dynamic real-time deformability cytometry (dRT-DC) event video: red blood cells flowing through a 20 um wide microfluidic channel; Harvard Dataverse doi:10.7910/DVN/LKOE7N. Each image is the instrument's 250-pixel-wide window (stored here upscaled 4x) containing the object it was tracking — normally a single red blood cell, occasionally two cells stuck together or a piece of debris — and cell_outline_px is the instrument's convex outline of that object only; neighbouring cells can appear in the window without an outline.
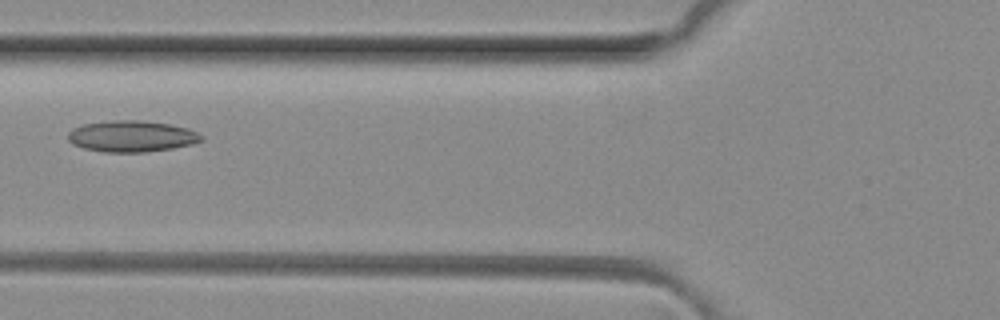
{"species": "common noctule bat (a hibernating species)", "species_latin": "Nyctalus noctula", "temperature_condition": "room temperature", "stored_images_in_passage": 7, "camera_frame_rate_fps": 3000, "um_per_image_px": 0.085, "animal": {"sex": "female", "body_mass_g": 29.2, "forearm_length_mm": 56.3}, "frame": {"image": 1, "passage_image": 6, "time_ms": 1.667, "image_size_px": [1000, 320], "cell_outline_px": [[204, 140], [192, 144], [172, 148], [144, 152], [104, 152], [84, 148], [72, 144], [68, 140], [68, 132], [72, 128], [84, 124], [112, 120], [140, 120], [168, 124], [188, 128], [204, 136]], "centroid_in_image_um": [11.19, 11.58], "position_along_channel_um": 114.6, "area_um2": 24.33}}
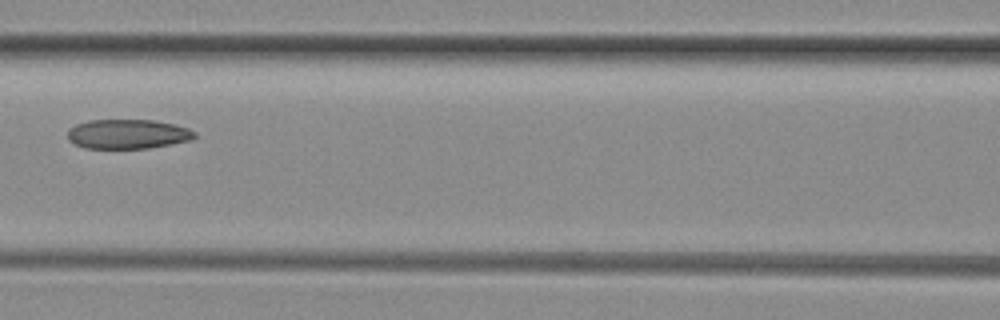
{"frame": {"image": 2, "passage_image": 7, "time_ms": 2.0, "image_size_px": [1000, 320], "cell_outline_px": [[196, 136], [192, 140], [148, 148], [84, 148], [68, 140], [68, 128], [76, 124], [88, 120], [152, 120], [176, 124], [188, 128], [196, 132]], "centroid_in_image_um": [10.86, 11.39], "position_along_channel_um": 155.7, "area_um2": 21.91}}